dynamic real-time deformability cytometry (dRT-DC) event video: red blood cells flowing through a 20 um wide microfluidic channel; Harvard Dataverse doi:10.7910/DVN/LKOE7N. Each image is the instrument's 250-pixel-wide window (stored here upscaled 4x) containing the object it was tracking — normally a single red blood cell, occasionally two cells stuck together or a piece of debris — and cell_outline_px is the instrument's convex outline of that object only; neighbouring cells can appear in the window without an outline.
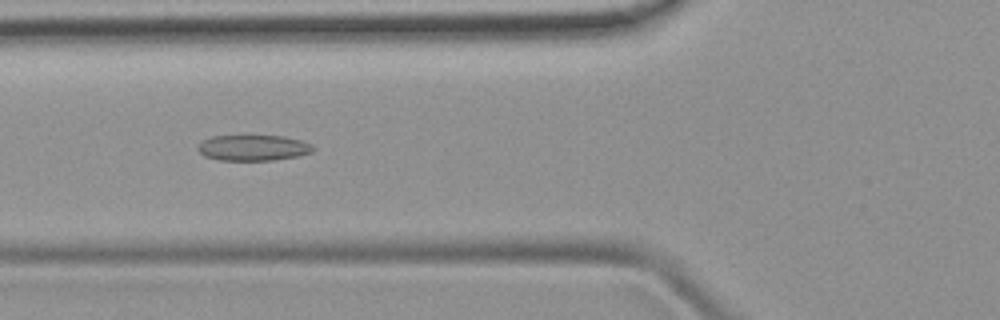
{"species": "common noctule bat (a hibernating species)", "species_latin": "Nyctalus noctula", "temperature_condition": "room temperature", "stored_images_in_passage": 48, "camera_frame_rate_fps": 3000, "um_per_image_px": 0.085, "animal": {"sex": "female", "body_mass_g": 19.9}, "frame": {"image": 1, "passage_image": 18, "time_ms": 5.667, "image_size_px": [1000, 320], "cell_outline_px": [[316, 148], [312, 152], [300, 156], [272, 160], [220, 160], [204, 156], [196, 148], [204, 140], [212, 136], [284, 136], [300, 140], [312, 144]], "centroid_in_image_um": [21.56, 12.56], "position_along_channel_um": 104.2, "area_um2": 17.28}}
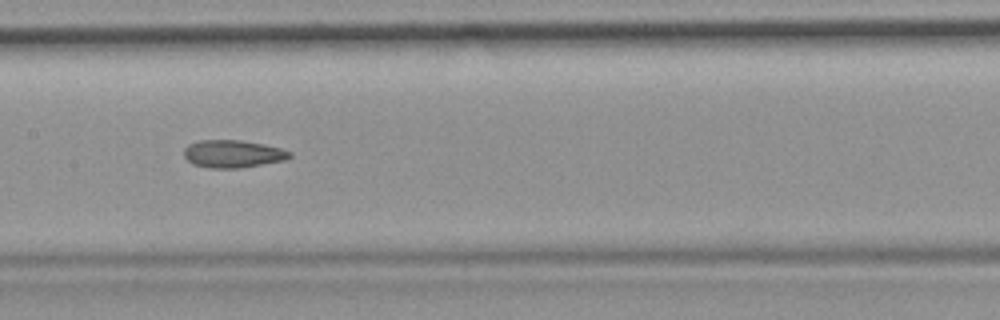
{"frame": {"image": 2, "passage_image": 24, "time_ms": 7.667, "image_size_px": [1000, 320], "cell_outline_px": [[292, 156], [284, 160], [240, 168], [208, 168], [192, 164], [184, 156], [184, 148], [188, 144], [200, 140], [240, 140], [264, 144], [280, 148], [292, 152]], "centroid_in_image_um": [19.77, 13.07], "position_along_channel_um": 187.6, "area_um2": 17.05}}
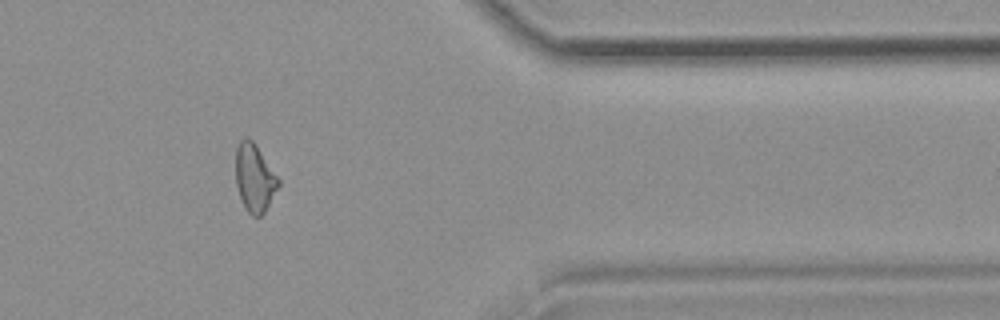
{"frame": {"image": 3, "passage_image": 40, "time_ms": 13.0, "image_size_px": [1000, 320], "cell_outline_px": [[280, 184], [264, 212], [260, 216], [252, 216], [248, 212], [240, 196], [236, 184], [236, 148], [240, 140], [248, 136], [256, 144], [280, 180]], "centroid_in_image_um": [21.64, 15.09], "position_along_channel_um": 389.8, "area_um2": 16.7}}